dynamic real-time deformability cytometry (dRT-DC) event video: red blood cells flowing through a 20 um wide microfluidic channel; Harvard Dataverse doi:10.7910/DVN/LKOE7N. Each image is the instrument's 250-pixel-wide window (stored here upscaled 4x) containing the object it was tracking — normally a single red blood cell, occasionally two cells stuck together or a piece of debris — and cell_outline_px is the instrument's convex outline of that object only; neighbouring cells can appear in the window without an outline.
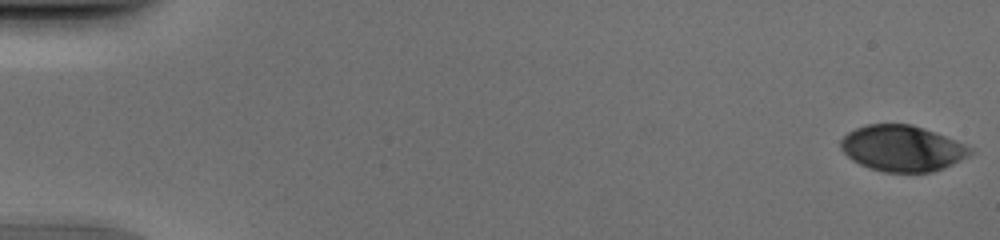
{"species": "human", "species_latin": "Homo sapiens", "temperature_condition": "cold", "stored_images_in_passage": 52, "camera_frame_rate_fps": 3000, "um_per_image_px": 0.085, "donor": {"sex": "male"}, "frame": {"image": 1, "passage_image": 1, "time_ms": 0.0, "image_size_px": [1000, 240], "cell_outline_px": [[972, 152], [968, 156], [944, 168], [932, 172], [884, 172], [868, 168], [852, 160], [840, 148], [840, 140], [848, 132], [856, 128], [868, 124], [912, 124], [944, 136], [972, 148]], "centroid_in_image_um": [76.65, 12.62], "position_along_channel_um": 8.4, "area_um2": 34.39}}
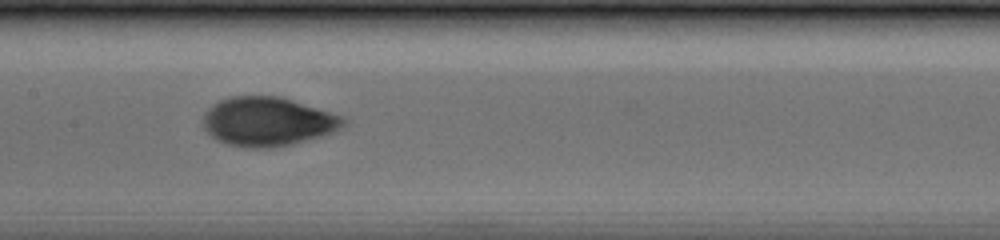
{"frame": {"image": 2, "passage_image": 27, "time_ms": 8.667, "image_size_px": [1000, 240], "cell_outline_px": [[348, 124], [336, 132], [292, 144], [272, 148], [244, 148], [228, 144], [216, 140], [204, 128], [200, 120], [204, 112], [212, 104], [220, 100], [232, 96], [280, 96], [344, 116], [348, 120]], "centroid_in_image_um": [22.76, 10.34], "position_along_channel_um": 184.6, "area_um2": 40.69}}
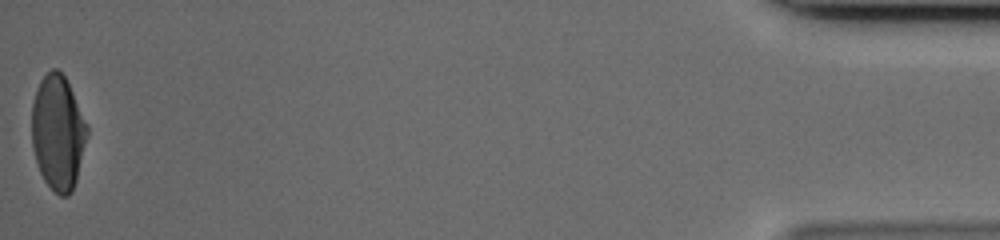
{"frame": {"image": 3, "passage_image": 52, "time_ms": 17.0, "image_size_px": [1000, 240], "cell_outline_px": [[88, 132], [76, 180], [72, 192], [68, 196], [60, 196], [44, 180], [40, 172], [32, 148], [32, 104], [40, 80], [52, 68], [56, 68], [64, 76], [72, 92], [88, 128]], "centroid_in_image_um": [4.91, 11.28], "position_along_channel_um": 430.3, "area_um2": 36.47}}